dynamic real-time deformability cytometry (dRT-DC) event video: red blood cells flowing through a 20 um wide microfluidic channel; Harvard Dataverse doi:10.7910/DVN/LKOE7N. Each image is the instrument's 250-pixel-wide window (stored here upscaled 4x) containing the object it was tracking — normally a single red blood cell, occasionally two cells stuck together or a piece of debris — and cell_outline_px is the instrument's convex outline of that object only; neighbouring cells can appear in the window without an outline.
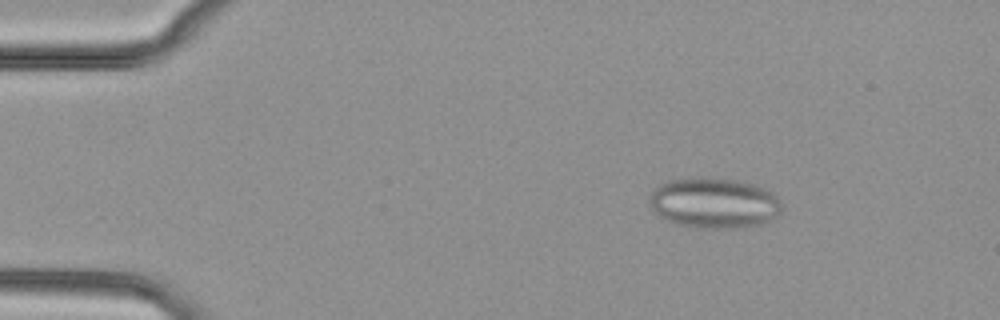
{"species": "common noctule bat (a hibernating species)", "species_latin": "Nyctalus noctula", "temperature_condition": "cold", "stored_images_in_passage": 51, "segment_of_instrument_passage": [1, 2], "camera_frame_rate_fps": 3000, "um_per_image_px": 0.085, "animal": {"sex": "female", "body_mass_g": 29.2, "forearm_length_mm": 56.3}, "frame": {"image": 1, "passage_image": 8, "time_ms": 2.333, "image_size_px": [1000, 320], "cell_outline_px": [[780, 212], [776, 216], [764, 224], [744, 228], [700, 228], [676, 224], [664, 220], [652, 208], [652, 192], [660, 184], [668, 180], [700, 176], [736, 180], [752, 184], [772, 192], [776, 196], [780, 204]], "centroid_in_image_um": [60.71, 17.26], "position_along_channel_um": 24.3, "area_um2": 38.96}}